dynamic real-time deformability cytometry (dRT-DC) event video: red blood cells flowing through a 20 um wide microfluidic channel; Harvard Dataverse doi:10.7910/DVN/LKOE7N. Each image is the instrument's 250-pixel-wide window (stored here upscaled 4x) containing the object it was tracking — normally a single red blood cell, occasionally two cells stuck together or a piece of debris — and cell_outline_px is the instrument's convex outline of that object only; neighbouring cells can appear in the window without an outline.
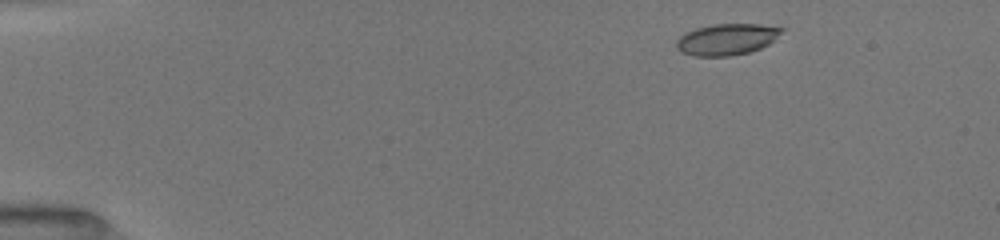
{"species": "common noctule bat (a hibernating species)", "species_latin": "Nyctalus noctula", "temperature_condition": "room temperature", "stored_images_in_passage": 47, "camera_frame_rate_fps": 3000, "um_per_image_px": 0.085, "animal": {"sex": "female", "body_mass_g": 19.5, "forearm_length_mm": 54.1}, "frame": {"image": 1, "passage_image": 3, "time_ms": 0.667, "image_size_px": [1000, 240], "cell_outline_px": [[784, 28], [776, 40], [760, 48], [748, 52], [728, 56], [692, 56], [680, 52], [676, 48], [676, 40], [684, 32], [696, 28], [712, 24], [760, 24]], "centroid_in_image_um": [61.74, 3.34], "position_along_channel_um": 23.3, "area_um2": 19.36}}
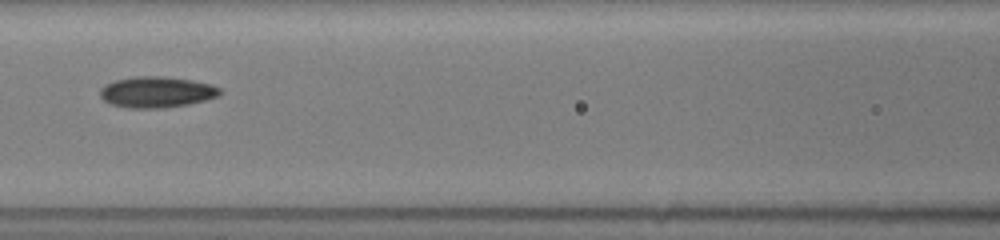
{"frame": {"image": 2, "passage_image": 20, "time_ms": 6.333, "image_size_px": [1000, 240], "cell_outline_px": [[220, 96], [188, 104], [164, 108], [128, 108], [108, 104], [100, 96], [100, 88], [104, 84], [116, 80], [136, 76], [160, 76], [192, 80], [212, 84], [220, 88]], "centroid_in_image_um": [13.29, 7.83], "position_along_channel_um": 153.3, "area_um2": 21.79}}
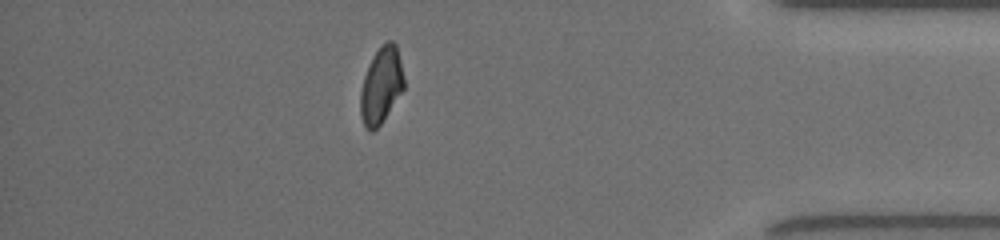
{"frame": {"image": 3, "passage_image": 41, "time_ms": 13.333, "image_size_px": [1000, 240], "cell_outline_px": [[404, 88], [380, 124], [372, 132], [368, 132], [360, 116], [360, 92], [364, 76], [372, 56], [380, 44], [388, 40], [392, 40], [396, 44], [404, 76]], "centroid_in_image_um": [32.39, 7.23], "position_along_channel_um": 402.8, "area_um2": 19.36}, "authors_computed_cell_mechanics": {"area_um2": 19.9988, "velocity_mm_per_s": 4.0361, "shape_relaxation_time_tau1_ms": 5.6202, "shape_relaxation_time_tau2_ms": 2.1398, "deformation_change_tau1": 0.1543, "deformation_change_tau2": 0.0766}}